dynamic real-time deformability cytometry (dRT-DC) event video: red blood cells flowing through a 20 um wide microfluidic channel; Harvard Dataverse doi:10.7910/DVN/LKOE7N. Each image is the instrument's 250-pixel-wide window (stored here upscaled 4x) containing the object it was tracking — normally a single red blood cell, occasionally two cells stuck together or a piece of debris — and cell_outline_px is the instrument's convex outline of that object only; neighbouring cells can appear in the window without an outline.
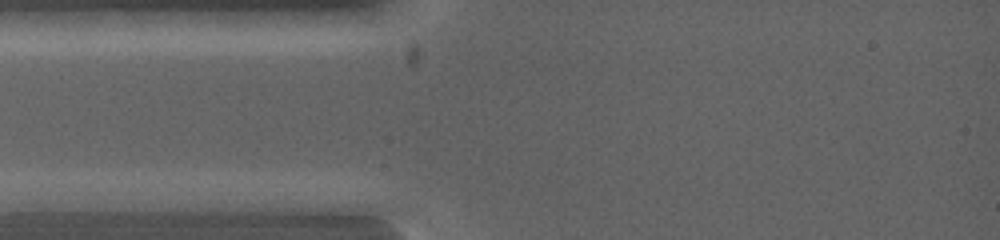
{"species": "common noctule bat (a hibernating species)", "species_latin": "Nyctalus noctula", "temperature_condition": "warm", "stored_images_in_passage": 3, "camera_frame_rate_fps": 5000, "um_per_image_px": 0.085, "animal": {"sex": "female", "body_mass_g": 19.0, "forearm_length_mm": 53.3}, "frame": {"image": 1, "passage_image": 1, "time_ms": 0.0, "image_size_px": [1000, 240], "cell_outline_px": [[124, 200], [96, 212], [16, 212], [16, 200], [96, 192], [100, 192]], "centroid_in_image_um": [5.78, 17.28], "position_along_channel_um": 79.2, "area_um2": 11.39}}